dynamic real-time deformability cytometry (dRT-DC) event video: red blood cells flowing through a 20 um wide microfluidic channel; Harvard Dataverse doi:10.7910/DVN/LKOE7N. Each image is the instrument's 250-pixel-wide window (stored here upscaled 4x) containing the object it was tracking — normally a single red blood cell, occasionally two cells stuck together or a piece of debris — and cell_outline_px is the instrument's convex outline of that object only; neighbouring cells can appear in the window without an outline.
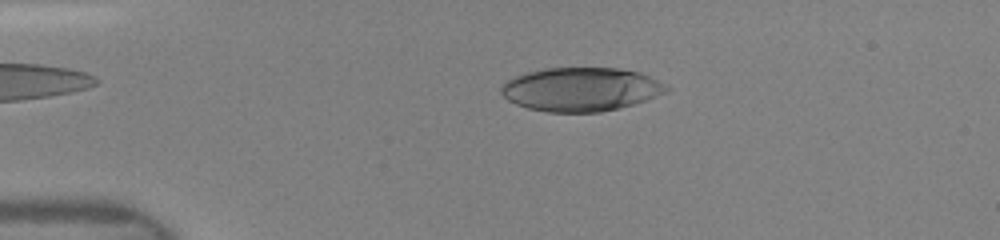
{"species": "human", "species_latin": "Homo sapiens", "temperature_condition": "room temperature", "stored_images_in_passage": 52, "camera_frame_rate_fps": 3000, "um_per_image_px": 0.085, "donor": {"sex": "female"}, "frame": {"image": 1, "passage_image": 11, "time_ms": 3.0, "image_size_px": [1000, 240], "cell_outline_px": [[672, 88], [668, 92], [632, 104], [600, 112], [548, 112], [528, 108], [516, 104], [508, 100], [500, 92], [500, 88], [508, 80], [516, 76], [528, 72], [548, 68], [616, 68], [640, 72], [668, 84]], "centroid_in_image_um": [49.41, 7.59], "position_along_channel_um": 35.6, "area_um2": 41.96}}
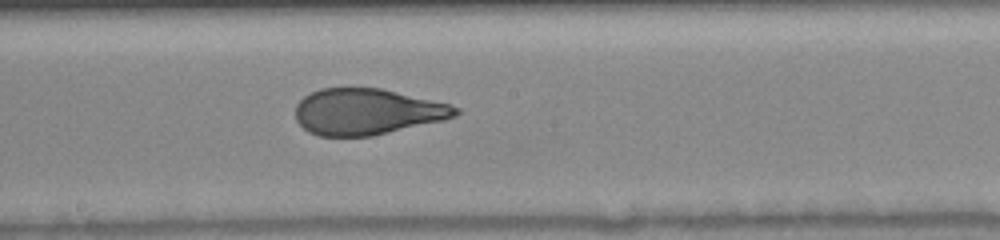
{"frame": {"image": 2, "passage_image": 28, "time_ms": 8.333, "image_size_px": [1000, 240], "cell_outline_px": [[460, 112], [456, 116], [444, 120], [372, 136], [320, 136], [308, 132], [296, 120], [296, 104], [304, 96], [320, 88], [380, 88], [448, 104], [460, 108]], "centroid_in_image_um": [31.18, 9.5], "position_along_channel_um": 217.0, "area_um2": 42.83}}
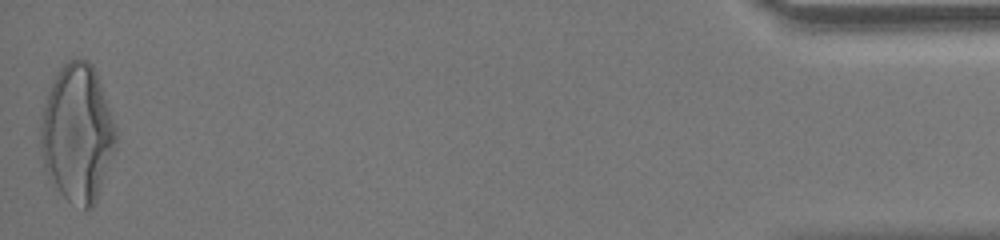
{"frame": {"image": 3, "passage_image": 52, "time_ms": 15.333, "image_size_px": [1000, 240], "cell_outline_px": [[116, 140], [96, 200], [92, 208], [84, 208], [68, 200], [60, 192], [44, 168], [40, 140], [40, 116], [48, 92], [60, 68], [68, 60], [88, 60], [92, 64], [96, 72], [116, 128]], "centroid_in_image_um": [6.55, 11.3], "position_along_channel_um": 428.7, "area_um2": 59.13}}